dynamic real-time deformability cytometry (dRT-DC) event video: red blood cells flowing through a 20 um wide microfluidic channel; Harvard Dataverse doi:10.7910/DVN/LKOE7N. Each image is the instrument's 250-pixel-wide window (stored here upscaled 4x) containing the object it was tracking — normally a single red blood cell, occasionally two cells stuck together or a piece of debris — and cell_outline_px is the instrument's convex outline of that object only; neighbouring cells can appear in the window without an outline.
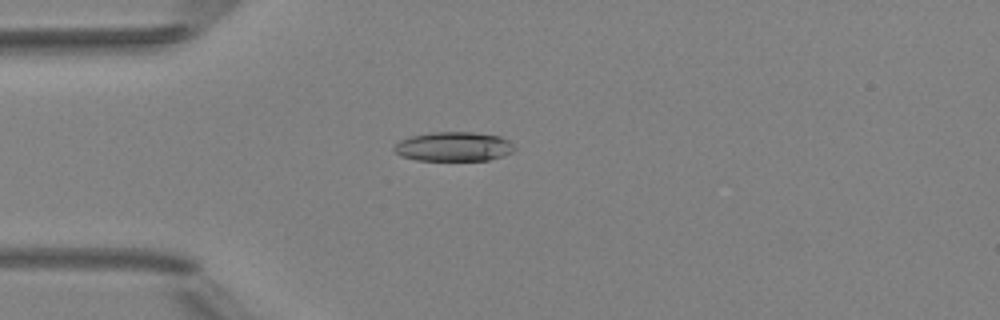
{"species": "Egyptian fruit bat (a non-hibernating species)", "species_latin": "Rousettus aegyptiacus", "temperature_condition": "room temperature", "stored_images_in_passage": 2, "camera_frame_rate_fps": 3000, "um_per_image_px": 0.085, "animal": {"sex": "female"}, "frame": {"image": 1, "passage_image": 2, "time_ms": 1.0, "image_size_px": [1000, 320], "cell_outline_px": [[516, 148], [512, 152], [488, 160], [416, 160], [400, 156], [392, 148], [400, 140], [412, 136], [432, 132], [472, 132], [500, 136], [508, 140]], "centroid_in_image_um": [38.55, 12.46], "position_along_channel_um": 46.5, "area_um2": 20.46}}